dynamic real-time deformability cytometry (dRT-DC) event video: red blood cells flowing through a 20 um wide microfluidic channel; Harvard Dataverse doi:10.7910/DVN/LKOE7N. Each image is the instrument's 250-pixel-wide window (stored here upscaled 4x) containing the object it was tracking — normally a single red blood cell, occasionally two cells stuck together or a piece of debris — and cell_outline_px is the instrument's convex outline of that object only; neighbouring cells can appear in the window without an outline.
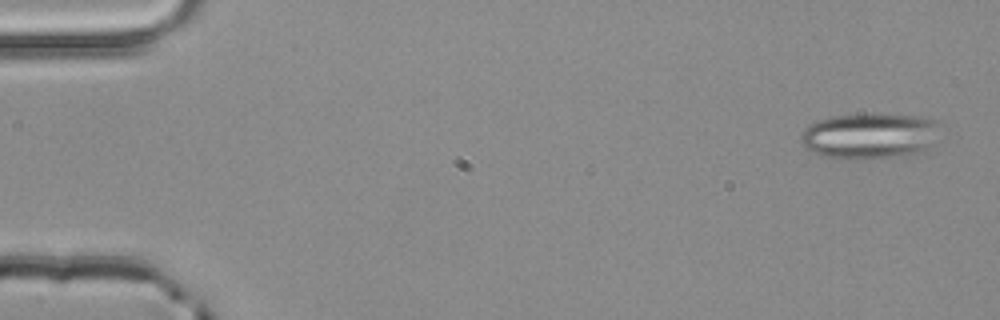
{"species": "common noctule bat (a hibernating species)", "species_latin": "Nyctalus noctula", "temperature_condition": "room temperature", "stored_images_in_passage": 4, "camera_frame_rate_fps": 3000, "um_per_image_px": 0.085, "animal": {"sex": "male", "body_mass_g": 20.4}, "frame": {"image": 1, "passage_image": 1, "time_ms": 0.0, "image_size_px": [1000, 320], "cell_outline_px": [[936, 124], [924, 156], [848, 160], [824, 156], [812, 152], [804, 148], [800, 140], [800, 136], [804, 128], [808, 124], [816, 120], [832, 116], [864, 112], [876, 112], [920, 116], [936, 120]], "centroid_in_image_um": [73.85, 11.55], "position_along_channel_um": 11.1, "area_um2": 38.38}}
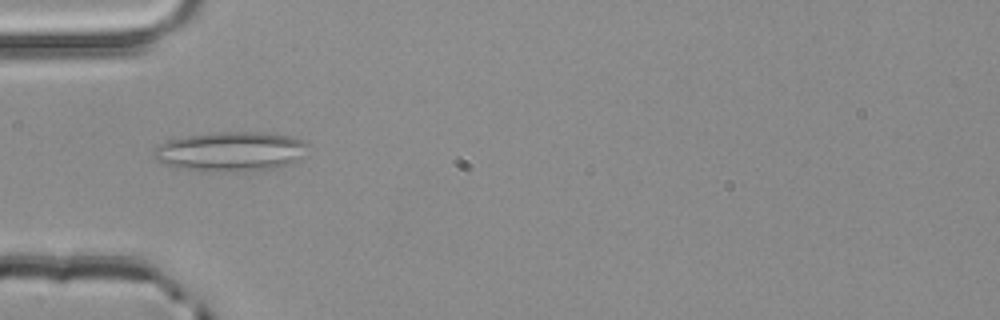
{"frame": {"image": 2, "passage_image": 4, "time_ms": 1.0, "image_size_px": [1000, 320], "cell_outline_px": [[308, 144], [300, 156], [296, 160], [288, 164], [272, 168], [236, 172], [176, 168], [164, 164], [156, 160], [152, 152], [160, 144], [168, 140], [180, 136], [220, 132], [260, 132], [288, 136], [300, 140]], "centroid_in_image_um": [19.52, 12.87], "position_along_channel_um": 65.5, "area_um2": 35.08}}